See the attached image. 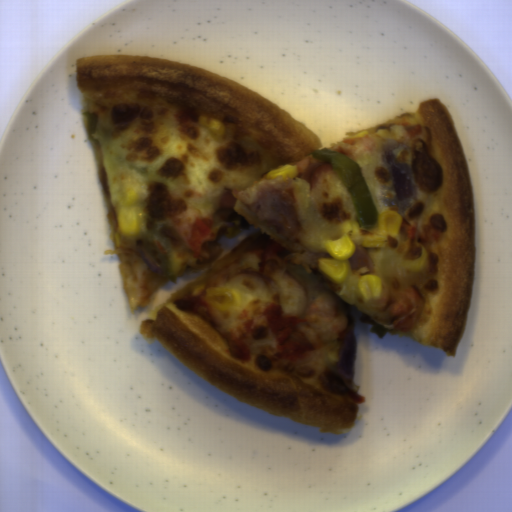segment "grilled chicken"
Segmentation results:
<instances>
[{"mask_svg":"<svg viewBox=\"0 0 512 512\" xmlns=\"http://www.w3.org/2000/svg\"><path fill=\"white\" fill-rule=\"evenodd\" d=\"M162 215L179 232L185 247L198 259L207 262L209 254L201 247L215 241L212 219H208L186 200L167 197L160 204Z\"/></svg>","mask_w":512,"mask_h":512,"instance_id":"277b20a1","label":"grilled chicken"},{"mask_svg":"<svg viewBox=\"0 0 512 512\" xmlns=\"http://www.w3.org/2000/svg\"><path fill=\"white\" fill-rule=\"evenodd\" d=\"M282 246L278 244H271L264 250H259L257 252V257L259 259V266L261 272L264 275H270L278 270L282 269L284 266V261L282 258Z\"/></svg>","mask_w":512,"mask_h":512,"instance_id":"32c87f6e","label":"grilled chicken"},{"mask_svg":"<svg viewBox=\"0 0 512 512\" xmlns=\"http://www.w3.org/2000/svg\"><path fill=\"white\" fill-rule=\"evenodd\" d=\"M405 234L407 238L413 241H430V242H438L441 239L440 232L433 229H427L424 232H420L416 229L414 225H409L405 229Z\"/></svg>","mask_w":512,"mask_h":512,"instance_id":"f79808b3","label":"grilled chicken"},{"mask_svg":"<svg viewBox=\"0 0 512 512\" xmlns=\"http://www.w3.org/2000/svg\"><path fill=\"white\" fill-rule=\"evenodd\" d=\"M279 303H269L264 308L272 335L277 341V349L284 357L298 358L311 353L314 346L299 329L303 318L287 315Z\"/></svg>","mask_w":512,"mask_h":512,"instance_id":"a9712176","label":"grilled chicken"},{"mask_svg":"<svg viewBox=\"0 0 512 512\" xmlns=\"http://www.w3.org/2000/svg\"><path fill=\"white\" fill-rule=\"evenodd\" d=\"M422 133H423V127H421L420 125H417V126L413 127L412 129L408 130L407 135L414 139Z\"/></svg>","mask_w":512,"mask_h":512,"instance_id":"82943681","label":"grilled chicken"},{"mask_svg":"<svg viewBox=\"0 0 512 512\" xmlns=\"http://www.w3.org/2000/svg\"><path fill=\"white\" fill-rule=\"evenodd\" d=\"M424 309L425 298L412 285L406 290L392 291L381 305L382 312H388L394 329L401 332L412 331Z\"/></svg>","mask_w":512,"mask_h":512,"instance_id":"7e0887df","label":"grilled chicken"}]
</instances>
